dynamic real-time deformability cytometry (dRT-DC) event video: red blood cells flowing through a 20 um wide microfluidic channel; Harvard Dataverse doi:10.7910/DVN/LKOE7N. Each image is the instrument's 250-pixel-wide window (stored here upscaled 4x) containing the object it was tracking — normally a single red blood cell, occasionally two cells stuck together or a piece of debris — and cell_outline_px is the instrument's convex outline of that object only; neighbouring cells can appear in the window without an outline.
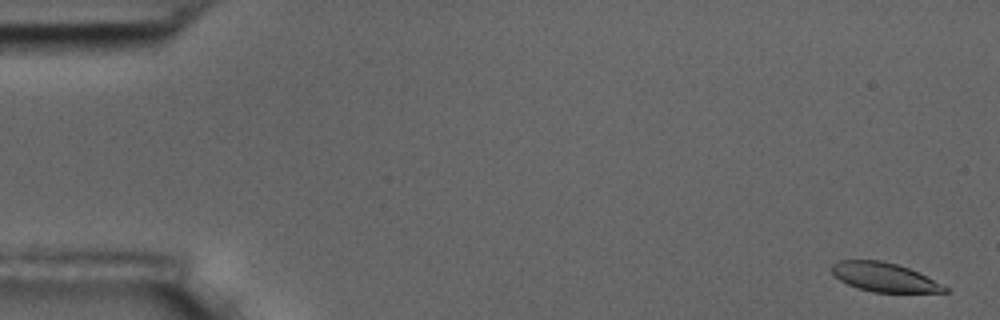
{"species": "common noctule bat (a hibernating species)", "species_latin": "Nyctalus noctula", "temperature_condition": "room temperature", "stored_images_in_passage": 8, "camera_frame_rate_fps": 3000, "um_per_image_px": 0.085, "animal": {"sex": "male", "body_mass_g": 17.5, "forearm_length_mm": 52.3}, "frame": {"image": 1, "passage_image": 1, "time_ms": 0.0, "image_size_px": [1000, 320], "cell_outline_px": [[948, 292], [872, 292], [856, 288], [840, 280], [832, 272], [832, 264], [840, 260], [880, 260], [896, 264], [908, 268], [948, 288]], "centroid_in_image_um": [75.1, 23.56], "position_along_channel_um": 9.9, "area_um2": 18.67}}
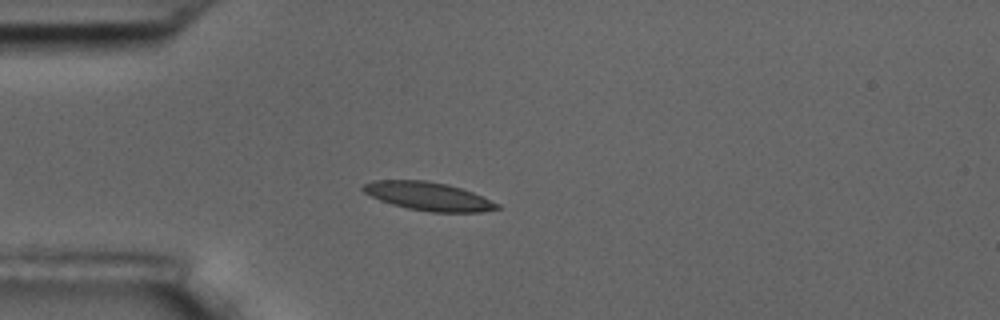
{"frame": {"image": 2, "passage_image": 4, "time_ms": 4.667, "image_size_px": [1000, 320], "cell_outline_px": [[500, 208], [480, 212], [432, 212], [408, 208], [392, 204], [380, 200], [364, 192], [360, 188], [364, 184], [372, 180], [424, 180], [448, 184], [472, 192], [500, 204]], "centroid_in_image_um": [36.4, 16.68], "position_along_channel_um": 48.6, "area_um2": 22.02}}
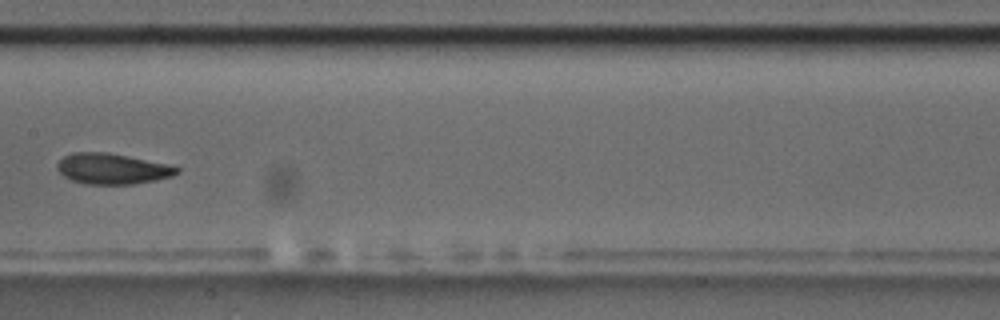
{"frame": {"image": 3, "passage_image": 8, "time_ms": 9.333, "image_size_px": [1000, 320], "cell_outline_px": [[180, 172], [172, 176], [156, 180], [132, 184], [88, 184], [72, 180], [64, 176], [56, 168], [56, 164], [64, 156], [72, 152], [108, 152], [168, 164], [180, 168]], "centroid_in_image_um": [9.54, 14.34], "position_along_channel_um": 197.9, "area_um2": 21.39}}